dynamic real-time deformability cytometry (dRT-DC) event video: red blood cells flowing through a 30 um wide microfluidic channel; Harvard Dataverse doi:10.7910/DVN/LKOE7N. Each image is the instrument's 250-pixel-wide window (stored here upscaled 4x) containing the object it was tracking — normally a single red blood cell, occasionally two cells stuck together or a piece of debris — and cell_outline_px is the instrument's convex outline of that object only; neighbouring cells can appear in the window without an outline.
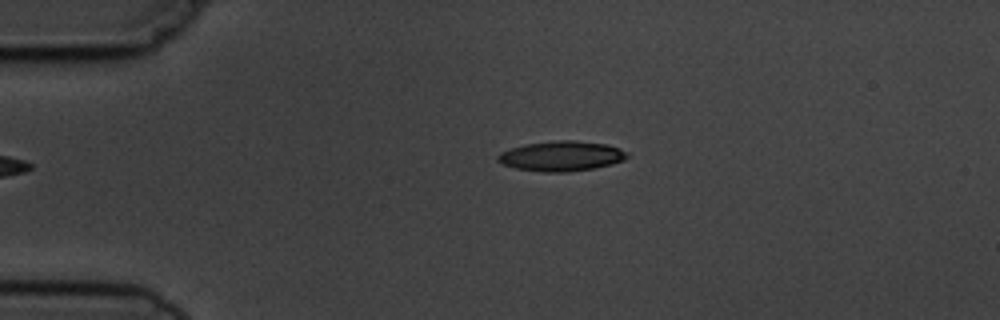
{"species": "common noctule bat (a hibernating species)", "species_latin": "Nyctalus noctula", "temperature_condition": "cold", "stored_images_in_passage": 2, "camera_frame_rate_fps": 3000, "um_per_image_px": 0.085, "animal": {"sex": "male", "body_mass_g": 19.5, "forearm_length_mm": 54.6}, "frame": {"image": 1, "passage_image": 1, "time_ms": 0.0, "image_size_px": [1000, 320], "cell_outline_px": [[628, 156], [624, 160], [612, 164], [596, 168], [568, 172], [544, 172], [516, 168], [500, 164], [496, 160], [496, 156], [500, 152], [524, 144], [556, 140], [572, 140], [608, 144], [620, 148]], "centroid_in_image_um": [47.69, 13.27], "position_along_channel_um": 37.3, "area_um2": 22.77}}